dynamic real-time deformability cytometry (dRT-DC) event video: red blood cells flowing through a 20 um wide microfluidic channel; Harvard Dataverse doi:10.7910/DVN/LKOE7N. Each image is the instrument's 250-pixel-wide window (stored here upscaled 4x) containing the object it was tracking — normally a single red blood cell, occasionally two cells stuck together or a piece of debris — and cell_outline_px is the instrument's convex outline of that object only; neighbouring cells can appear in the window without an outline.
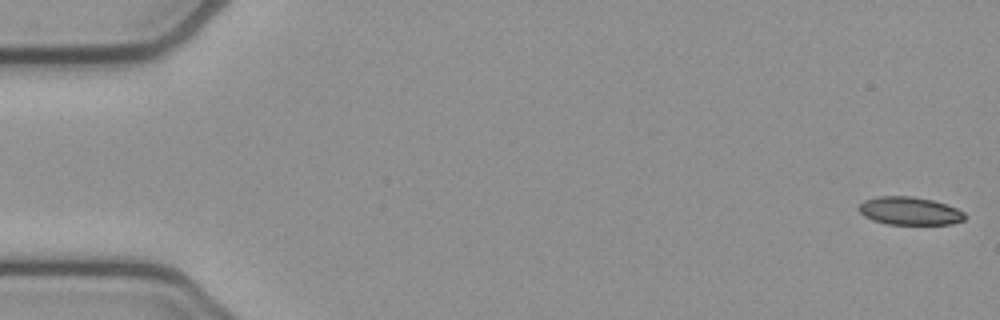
{"species": "common noctule bat (a hibernating species)", "species_latin": "Nyctalus noctula", "temperature_condition": "cold", "stored_images_in_passage": 53, "camera_frame_rate_fps": 3000, "um_per_image_px": 0.085, "animal": {"sex": "female", "body_mass_g": 21.9}, "frame": {"image": 1, "passage_image": 1, "time_ms": 0.0, "image_size_px": [1000, 320], "cell_outline_px": [[964, 220], [952, 224], [888, 224], [872, 220], [864, 216], [860, 212], [860, 204], [864, 200], [880, 196], [912, 196], [932, 200], [956, 208], [964, 212]], "centroid_in_image_um": [77.31, 17.93], "position_along_channel_um": 7.7, "area_um2": 17.11}}
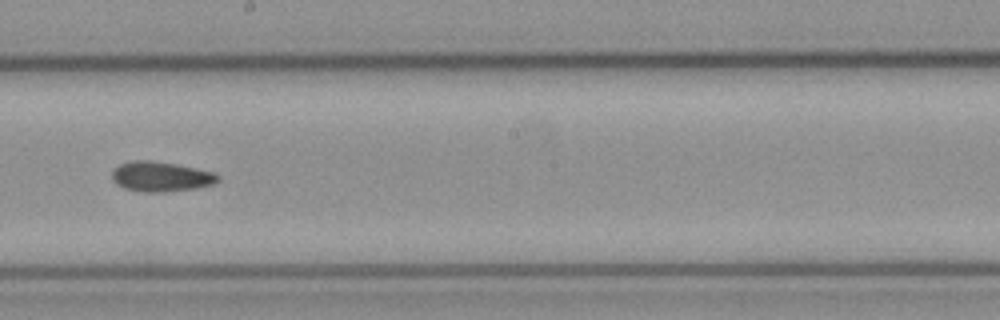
{"frame": {"image": 2, "passage_image": 30, "time_ms": 9.667, "image_size_px": [1000, 320], "cell_outline_px": [[220, 180], [212, 184], [196, 188], [164, 192], [144, 192], [124, 188], [116, 184], [112, 180], [112, 172], [120, 164], [132, 160], [148, 160], [176, 164], [216, 172], [220, 176]], "centroid_in_image_um": [13.69, 15.01], "position_along_channel_um": 234.5, "area_um2": 18.55}}
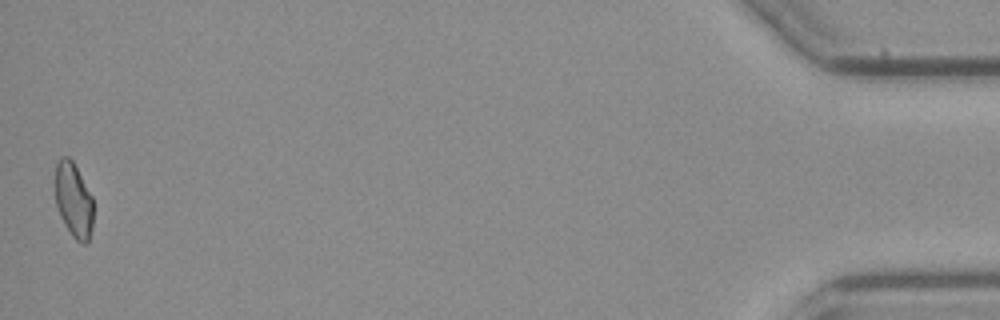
{"frame": {"image": 3, "passage_image": 53, "time_ms": 17.333, "image_size_px": [1000, 320], "cell_outline_px": [[92, 228], [88, 240], [84, 244], [76, 240], [72, 236], [64, 224], [60, 216], [56, 204], [56, 164], [60, 156], [68, 156], [72, 160], [92, 196]], "centroid_in_image_um": [6.25, 17.0], "position_along_channel_um": 429.0, "area_um2": 16.42}, "authors_computed_cell_mechanics": {"area_um2": 17.6868, "velocity_mm_per_s": 3.8304, "shape_relaxation_time_tau1_ms": null, "shape_relaxation_time_tau2_ms": 7.5393, "deformation_change_tau1": null, "deformation_change_tau2": 0.1392}}